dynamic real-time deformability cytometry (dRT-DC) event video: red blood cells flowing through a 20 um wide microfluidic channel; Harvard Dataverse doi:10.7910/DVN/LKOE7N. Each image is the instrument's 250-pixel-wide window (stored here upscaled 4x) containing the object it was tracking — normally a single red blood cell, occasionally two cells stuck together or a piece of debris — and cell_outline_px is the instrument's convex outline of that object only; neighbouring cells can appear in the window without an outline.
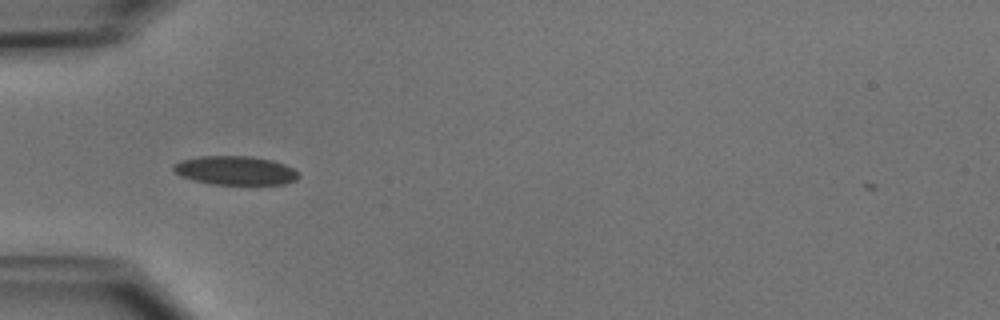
{"species": "common noctule bat (a hibernating species)", "species_latin": "Nyctalus noctula", "temperature_condition": "cold", "stored_images_in_passage": 36, "camera_frame_rate_fps": 3000, "um_per_image_px": 0.085, "animal": {"sex": "male", "body_mass_g": 15.6}, "frame": {"image": 1, "passage_image": 1, "time_ms": 0.0, "image_size_px": [1000, 320], "cell_outline_px": [[300, 176], [296, 180], [284, 184], [212, 184], [192, 180], [180, 176], [172, 172], [172, 164], [180, 160], [200, 156], [252, 156], [272, 160], [284, 164], [292, 168]], "centroid_in_image_um": [19.94, 14.49], "position_along_channel_um": 65.1, "area_um2": 21.21}}
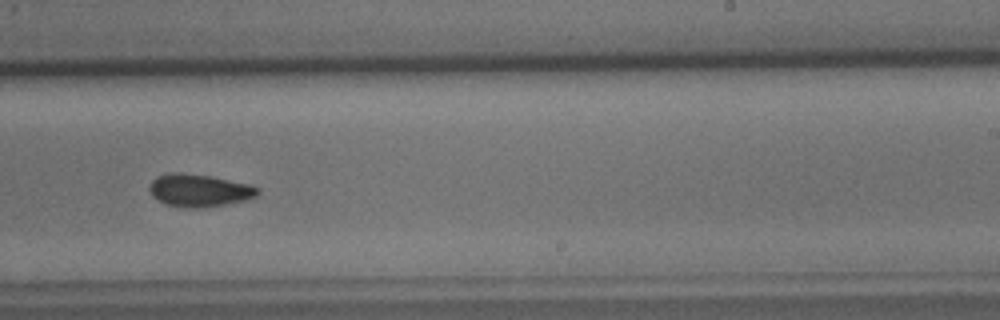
{"frame": {"image": 2, "passage_image": 17, "time_ms": 5.333, "image_size_px": [1000, 320], "cell_outline_px": [[260, 192], [256, 196], [248, 200], [204, 208], [180, 208], [164, 204], [152, 196], [148, 188], [148, 184], [156, 176], [168, 172], [180, 172], [208, 176], [252, 184], [260, 188]], "centroid_in_image_um": [16.92, 16.19], "position_along_channel_um": 272.1, "area_um2": 21.1}}
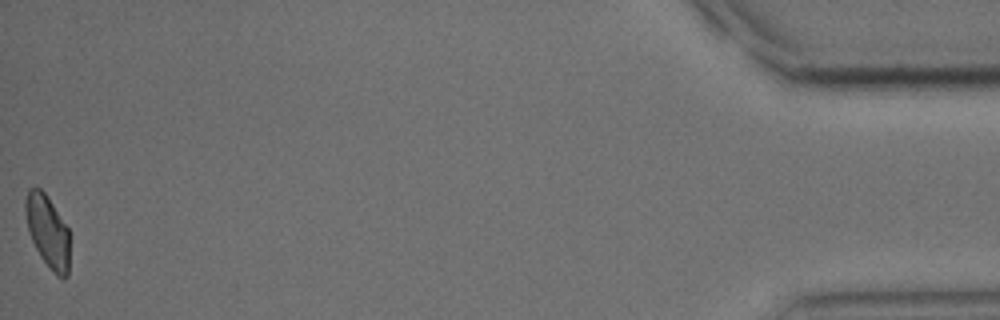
{"frame": {"image": 3, "passage_image": 36, "time_ms": 11.667, "image_size_px": [1000, 320], "cell_outline_px": [[68, 276], [64, 280], [56, 276], [52, 272], [40, 256], [28, 232], [24, 212], [24, 200], [28, 188], [40, 188], [48, 196], [68, 228]], "centroid_in_image_um": [4.02, 19.66], "position_along_channel_um": 431.2, "area_um2": 18.84}, "authors_computed_cell_mechanics": {"area_um2": 20.1722, "velocity_mm_per_s": 3.9091, "shape_relaxation_time_tau1_ms": 4.3828, "shape_relaxation_time_tau2_ms": null, "deformation_change_tau1": 0.1019, "deformation_change_tau2": null}}